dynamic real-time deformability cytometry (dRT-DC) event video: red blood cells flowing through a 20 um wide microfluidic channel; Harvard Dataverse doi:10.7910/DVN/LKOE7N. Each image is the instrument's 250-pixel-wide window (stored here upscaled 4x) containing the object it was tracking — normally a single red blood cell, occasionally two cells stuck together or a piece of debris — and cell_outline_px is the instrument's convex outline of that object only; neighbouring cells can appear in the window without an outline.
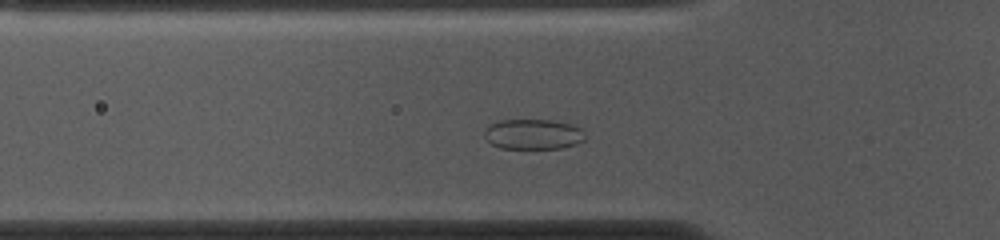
{"species": "common noctule bat (a hibernating species)", "species_latin": "Nyctalus noctula", "temperature_condition": "cold", "stored_images_in_passage": 38, "camera_frame_rate_fps": 3000, "um_per_image_px": 0.085, "animal": {"sex": "female", "body_mass_g": 10.0, "forearm_length_mm": 53.1}, "frame": {"image": 1, "passage_image": 10, "time_ms": 3.0, "image_size_px": [1000, 240], "cell_outline_px": [[588, 136], [584, 140], [576, 144], [560, 148], [500, 148], [492, 144], [484, 136], [484, 132], [488, 124], [500, 120], [552, 120], [572, 124], [580, 128]], "centroid_in_image_um": [45.33, 11.4], "position_along_channel_um": 80.5, "area_um2": 17.86}}
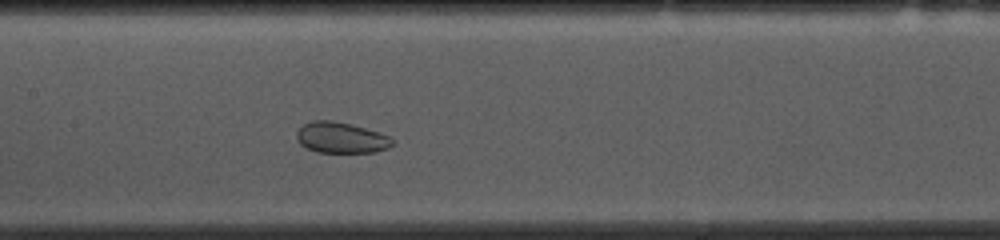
{"frame": {"image": 2, "passage_image": 18, "time_ms": 5.667, "image_size_px": [1000, 240], "cell_outline_px": [[396, 144], [388, 148], [376, 152], [316, 152], [300, 144], [296, 140], [296, 132], [304, 124], [312, 120], [332, 120], [352, 124], [380, 132], [396, 140]], "centroid_in_image_um": [29.03, 11.7], "position_along_channel_um": 178.4, "area_um2": 17.51}}
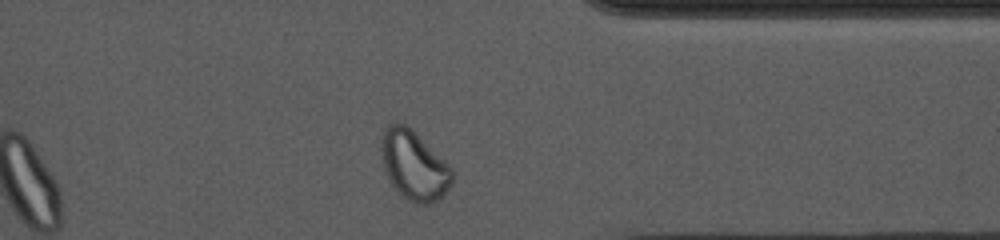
{"frame": {"image": 3, "passage_image": 35, "time_ms": 11.333, "image_size_px": [1000, 240], "cell_outline_px": [[452, 184], [432, 204], [420, 204], [408, 200], [392, 184], [384, 168], [380, 148], [380, 136], [388, 124], [396, 120], [408, 124], [452, 168]], "centroid_in_image_um": [35.16, 13.98], "position_along_channel_um": 376.2, "area_um2": 28.61}}